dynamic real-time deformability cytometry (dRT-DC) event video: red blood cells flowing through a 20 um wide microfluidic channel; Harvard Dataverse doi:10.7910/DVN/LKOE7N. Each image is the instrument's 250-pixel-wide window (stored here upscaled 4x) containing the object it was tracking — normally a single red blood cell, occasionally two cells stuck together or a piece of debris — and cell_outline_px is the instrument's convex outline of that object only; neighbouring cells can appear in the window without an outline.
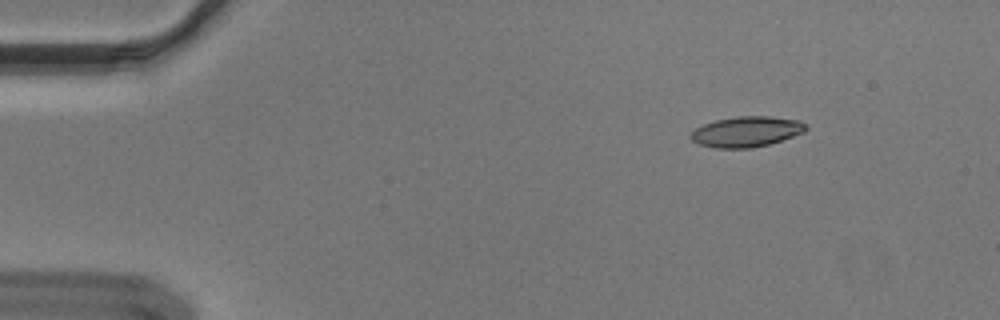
{"species": "Egyptian fruit bat (a non-hibernating species)", "species_latin": "Rousettus aegyptiacus", "temperature_condition": "cold", "stored_images_in_passage": 49, "camera_frame_rate_fps": 3000, "um_per_image_px": 0.085, "animal": {"sex": "male"}, "frame": {"image": 1, "passage_image": 1, "time_ms": 0.0, "image_size_px": [1000, 320], "cell_outline_px": [[808, 128], [804, 132], [768, 144], [752, 148], [716, 148], [700, 144], [692, 140], [688, 136], [696, 128], [704, 124], [716, 120], [736, 116], [768, 116], [800, 120], [808, 124]], "centroid_in_image_um": [63.46, 11.18], "position_along_channel_um": 21.5, "area_um2": 20.4}}
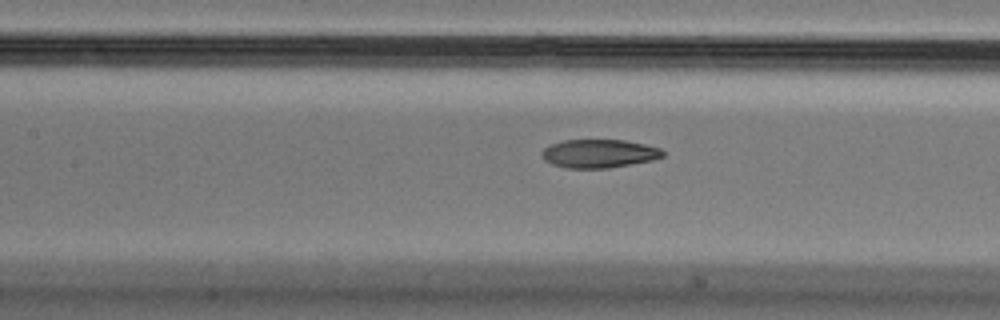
{"frame": {"image": 2, "passage_image": 19, "time_ms": 6.0, "image_size_px": [1000, 320], "cell_outline_px": [[664, 156], [652, 160], [608, 168], [564, 168], [552, 164], [544, 160], [540, 152], [544, 148], [552, 144], [564, 140], [624, 140], [644, 144], [660, 148], [664, 152]], "centroid_in_image_um": [50.89, 13.05], "position_along_channel_um": 156.5, "area_um2": 20.0}}
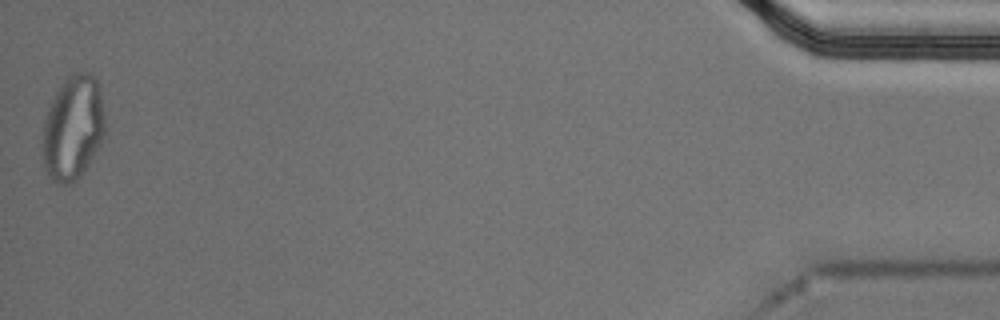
{"frame": {"image": 3, "passage_image": 49, "time_ms": 16.0, "image_size_px": [1000, 320], "cell_outline_px": [[104, 136], [100, 144], [88, 164], [80, 176], [76, 180], [68, 184], [56, 184], [48, 176], [44, 168], [40, 144], [44, 120], [52, 100], [56, 92], [64, 80], [68, 76], [76, 72], [88, 72], [100, 84], [104, 116]], "centroid_in_image_um": [6.17, 10.89], "position_along_channel_um": 429.0, "area_um2": 38.38}, "authors_computed_cell_mechanics": {"area_um2": 21.0392, "velocity_mm_per_s": 3.62, "shape_relaxation_time_tau1_ms": 11.1576, "shape_relaxation_time_tau2_ms": 3.1588, "deformation_change_tau1": 0.3045, "deformation_change_tau2": 0.099}}